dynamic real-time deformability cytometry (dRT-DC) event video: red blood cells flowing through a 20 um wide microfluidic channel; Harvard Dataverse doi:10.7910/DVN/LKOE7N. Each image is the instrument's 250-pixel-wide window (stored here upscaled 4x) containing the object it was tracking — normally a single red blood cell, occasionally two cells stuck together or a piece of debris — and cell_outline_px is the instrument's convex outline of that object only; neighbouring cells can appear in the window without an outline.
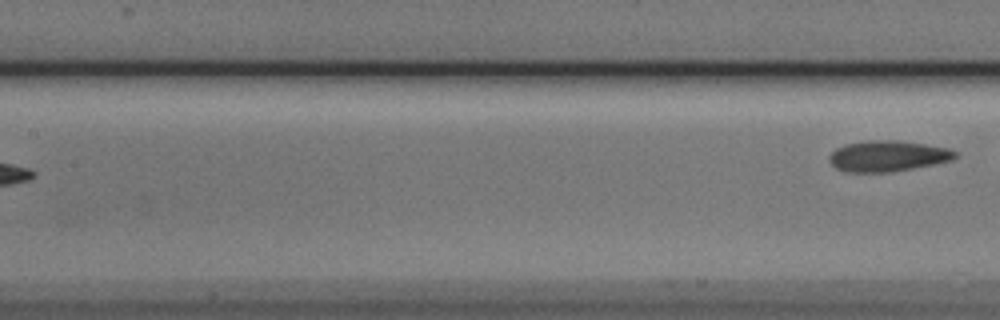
{"species": "Egyptian fruit bat (a non-hibernating species)", "species_latin": "Rousettus aegyptiacus", "temperature_condition": "cold", "stored_images_in_passage": 5, "segment_of_instrument_passage": [2, 2], "camera_frame_rate_fps": 3000, "um_per_image_px": 0.085, "animal": {"sex": "male"}, "frame": {"image": 1, "passage_image": 5, "time_ms": 1.333, "image_size_px": [1000, 320], "cell_outline_px": [[956, 156], [952, 160], [892, 172], [844, 172], [836, 168], [828, 160], [828, 156], [836, 148], [844, 144], [868, 140], [900, 140], [948, 148], [956, 152]], "centroid_in_image_um": [75.4, 13.26], "position_along_channel_um": 132.0, "area_um2": 22.66}}